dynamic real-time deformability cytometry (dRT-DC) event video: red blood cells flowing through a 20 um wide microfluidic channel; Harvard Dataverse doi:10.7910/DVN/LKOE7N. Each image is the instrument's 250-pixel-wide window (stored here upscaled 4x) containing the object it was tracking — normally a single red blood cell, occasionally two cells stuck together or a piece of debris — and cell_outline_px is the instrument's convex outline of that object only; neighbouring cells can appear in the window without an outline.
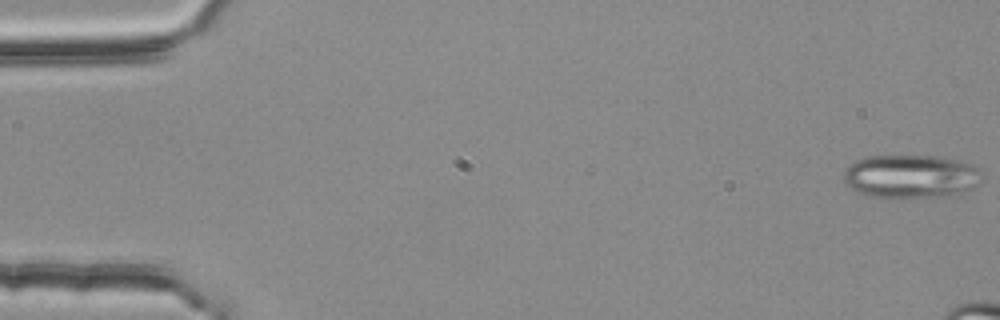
{"species": "common noctule bat (a hibernating species)", "species_latin": "Nyctalus noctula", "temperature_condition": "room temperature", "stored_images_in_passage": 5, "camera_frame_rate_fps": 3000, "um_per_image_px": 0.085, "animal": {"sex": "female", "body_mass_g": 25.1}, "frame": {"image": 1, "passage_image": 1, "time_ms": 0.0, "image_size_px": [1000, 320], "cell_outline_px": [[980, 184], [964, 192], [936, 196], [868, 196], [844, 184], [844, 172], [856, 160], [864, 156], [936, 156], [960, 160], [972, 164], [980, 168]], "centroid_in_image_um": [77.45, 14.96], "position_along_channel_um": 7.6, "area_um2": 34.51}}